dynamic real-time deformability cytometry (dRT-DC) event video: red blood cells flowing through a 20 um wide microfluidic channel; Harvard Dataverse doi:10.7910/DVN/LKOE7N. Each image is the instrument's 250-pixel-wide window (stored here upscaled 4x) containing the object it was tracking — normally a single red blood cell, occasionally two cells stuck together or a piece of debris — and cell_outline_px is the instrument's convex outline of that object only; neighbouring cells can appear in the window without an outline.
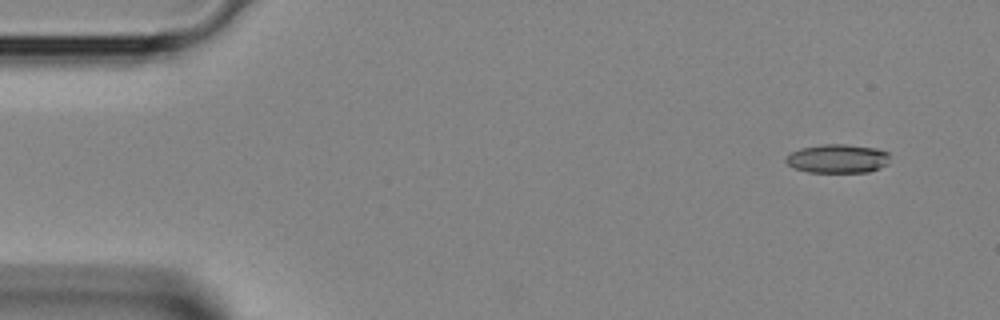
{"species": "Egyptian fruit bat (a non-hibernating species)", "species_latin": "Rousettus aegyptiacus", "temperature_condition": "room temperature", "stored_images_in_passage": 3, "camera_frame_rate_fps": 3000, "um_per_image_px": 0.085, "animal": {"sex": "female"}, "frame": {"image": 1, "passage_image": 1, "time_ms": 0.0, "image_size_px": [1000, 320], "cell_outline_px": [[888, 164], [880, 168], [868, 172], [808, 172], [792, 168], [784, 160], [792, 152], [800, 148], [820, 144], [844, 144], [876, 148], [888, 152]], "centroid_in_image_um": [71.19, 13.48], "position_along_channel_um": 13.8, "area_um2": 17.51}}